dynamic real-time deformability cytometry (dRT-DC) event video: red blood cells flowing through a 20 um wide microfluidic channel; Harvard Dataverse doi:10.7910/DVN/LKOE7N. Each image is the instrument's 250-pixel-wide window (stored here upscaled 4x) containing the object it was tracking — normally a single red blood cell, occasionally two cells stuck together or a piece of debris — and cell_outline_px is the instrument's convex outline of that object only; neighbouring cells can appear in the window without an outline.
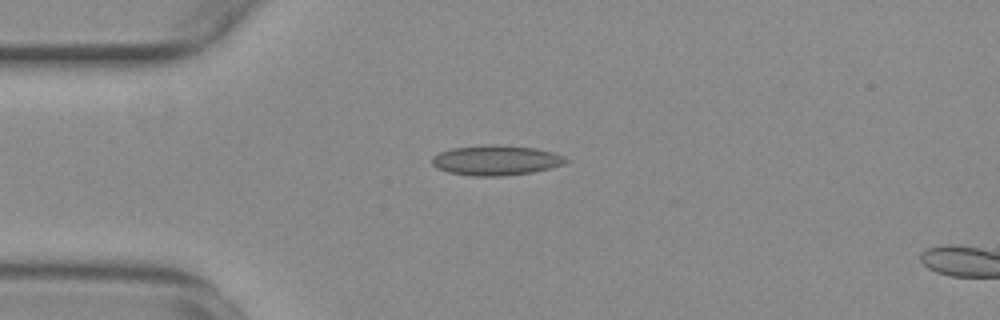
{"species": "common noctule bat (a hibernating species)", "species_latin": "Nyctalus noctula", "temperature_condition": "warm", "stored_images_in_passage": 7, "camera_frame_rate_fps": 3000, "um_per_image_px": 0.085, "animal": {"sex": "female", "body_mass_g": 29.2, "forearm_length_mm": 56.3}, "frame": {"image": 1, "passage_image": 5, "time_ms": 1.333, "image_size_px": [1000, 320], "cell_outline_px": [[572, 160], [564, 164], [532, 172], [500, 176], [472, 176], [448, 172], [436, 168], [432, 164], [432, 156], [440, 152], [452, 148], [488, 144], [492, 144], [536, 148], [552, 152]], "centroid_in_image_um": [42.14, 13.62], "position_along_channel_um": 42.9, "area_um2": 23.41}}